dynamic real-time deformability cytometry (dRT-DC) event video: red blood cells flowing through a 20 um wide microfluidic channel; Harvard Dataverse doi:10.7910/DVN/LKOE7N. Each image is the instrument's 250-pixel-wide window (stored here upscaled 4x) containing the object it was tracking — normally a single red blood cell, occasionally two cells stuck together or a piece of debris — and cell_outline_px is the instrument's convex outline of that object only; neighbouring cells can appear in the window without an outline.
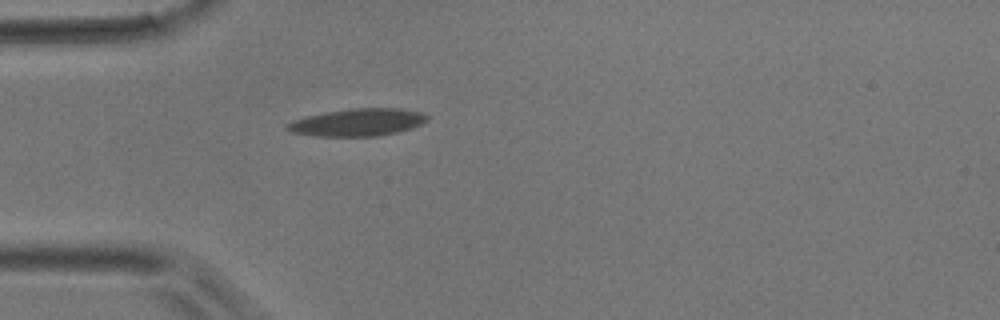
{"species": "common noctule bat (a hibernating species)", "species_latin": "Nyctalus noctula", "temperature_condition": "room temperature", "stored_images_in_passage": 3, "camera_frame_rate_fps": 3000, "um_per_image_px": 0.085, "animal": {"sex": "male", "body_mass_g": 17.9}, "frame": {"image": 1, "passage_image": 3, "time_ms": 0.667, "image_size_px": [1000, 320], "cell_outline_px": [[428, 120], [412, 128], [380, 136], [316, 136], [292, 132], [284, 128], [288, 124], [296, 120], [308, 116], [324, 112], [352, 108], [396, 108], [424, 112], [428, 116]], "centroid_in_image_um": [30.44, 10.39], "position_along_channel_um": 54.6, "area_um2": 22.25}}